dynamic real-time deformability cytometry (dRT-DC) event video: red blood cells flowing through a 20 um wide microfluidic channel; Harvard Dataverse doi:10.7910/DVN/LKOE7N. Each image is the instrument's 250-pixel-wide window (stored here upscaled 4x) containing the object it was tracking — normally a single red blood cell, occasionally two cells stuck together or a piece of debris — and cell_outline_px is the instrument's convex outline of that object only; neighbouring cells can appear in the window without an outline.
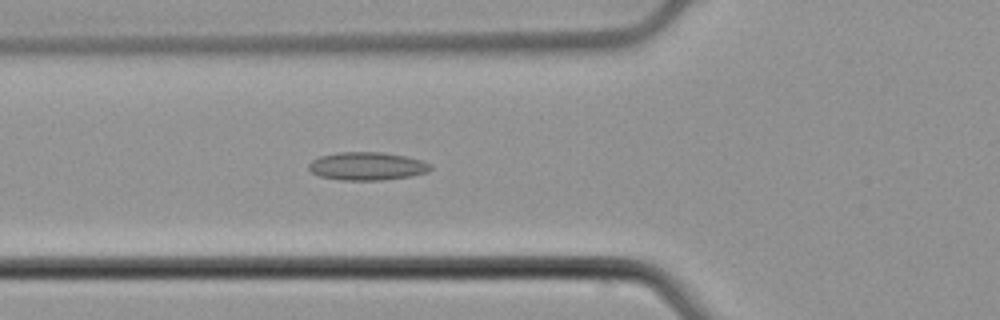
{"species": "common noctule bat (a hibernating species)", "species_latin": "Nyctalus noctula", "temperature_condition": "cold", "stored_images_in_passage": 52, "camera_frame_rate_fps": 3000, "um_per_image_px": 0.085, "animal": {"sex": "male", "body_mass_g": 21.5, "forearm_length_mm": 52.0}, "frame": {"image": 1, "passage_image": 19, "time_ms": 6.0, "image_size_px": [1000, 320], "cell_outline_px": [[432, 168], [428, 172], [412, 176], [384, 180], [340, 180], [320, 176], [312, 172], [308, 168], [308, 164], [312, 160], [320, 156], [340, 152], [380, 152], [404, 156], [420, 160], [432, 164]], "centroid_in_image_um": [31.21, 14.13], "position_along_channel_um": 94.6, "area_um2": 19.94}}
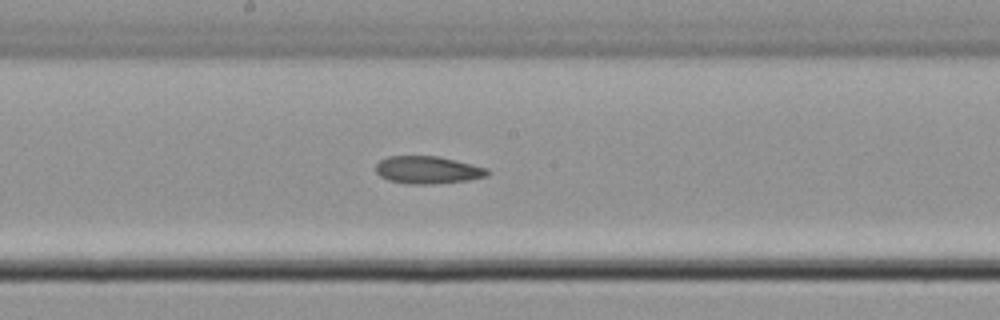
{"frame": {"image": 2, "passage_image": 28, "time_ms": 9.0, "image_size_px": [1000, 320], "cell_outline_px": [[488, 176], [468, 180], [432, 184], [408, 184], [388, 180], [380, 176], [376, 172], [376, 164], [380, 160], [388, 156], [436, 156], [488, 168]], "centroid_in_image_um": [36.33, 14.45], "position_along_channel_um": 211.9, "area_um2": 17.8}}
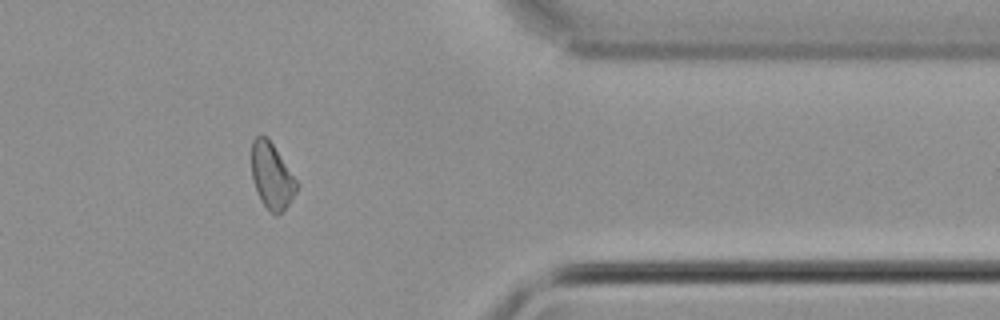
{"frame": {"image": 3, "passage_image": 43, "time_ms": 14.0, "image_size_px": [1000, 320], "cell_outline_px": [[300, 184], [296, 192], [288, 204], [276, 216], [260, 200], [252, 176], [252, 140], [256, 136], [264, 136], [272, 144]], "centroid_in_image_um": [23.11, 14.96], "position_along_channel_um": 388.3, "area_um2": 16.88}, "authors_computed_cell_mechanics": {"area_um2": 18.3226, "velocity_mm_per_s": 3.9013, "shape_relaxation_time_tau1_ms": null, "shape_relaxation_time_tau2_ms": 10.6813, "deformation_change_tau1": null, "deformation_change_tau2": 0.1868}}